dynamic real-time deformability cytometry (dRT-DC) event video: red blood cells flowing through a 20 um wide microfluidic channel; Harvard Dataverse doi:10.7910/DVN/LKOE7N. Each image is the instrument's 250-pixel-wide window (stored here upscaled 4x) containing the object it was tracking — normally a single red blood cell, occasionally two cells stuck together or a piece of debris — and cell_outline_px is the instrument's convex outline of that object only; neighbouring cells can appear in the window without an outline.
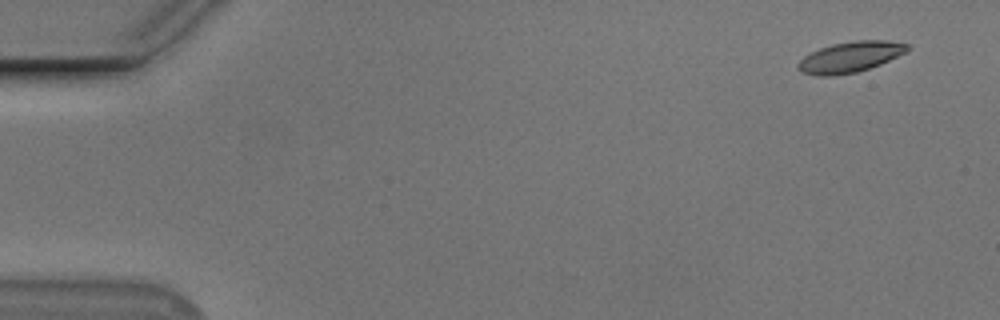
{"species": "Egyptian fruit bat (a non-hibernating species)", "species_latin": "Rousettus aegyptiacus", "temperature_condition": "cold", "stored_images_in_passage": 53, "camera_frame_rate_fps": 3000, "um_per_image_px": 0.085, "animal": {"sex": "male"}, "frame": {"image": 1, "passage_image": 1, "time_ms": 0.0, "image_size_px": [1000, 320], "cell_outline_px": [[908, 48], [904, 52], [880, 64], [856, 72], [832, 76], [816, 76], [800, 72], [796, 68], [796, 64], [804, 56], [820, 48], [832, 44], [856, 40], [888, 40], [908, 44]], "centroid_in_image_um": [72.19, 4.85], "position_along_channel_um": 12.8, "area_um2": 19.42}}
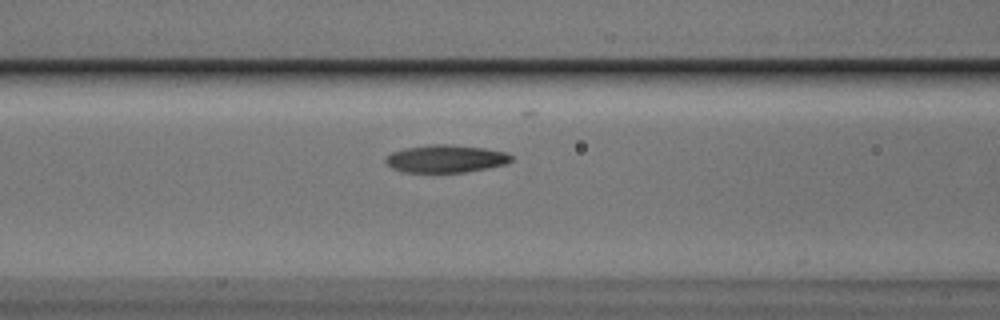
{"frame": {"image": 2, "passage_image": 21, "time_ms": 6.667, "image_size_px": [1000, 320], "cell_outline_px": [[512, 160], [504, 164], [464, 172], [404, 172], [392, 168], [384, 160], [392, 152], [404, 148], [428, 144], [452, 144], [484, 148], [508, 152], [512, 156]], "centroid_in_image_um": [37.88, 13.47], "position_along_channel_um": 128.7, "area_um2": 20.17}}
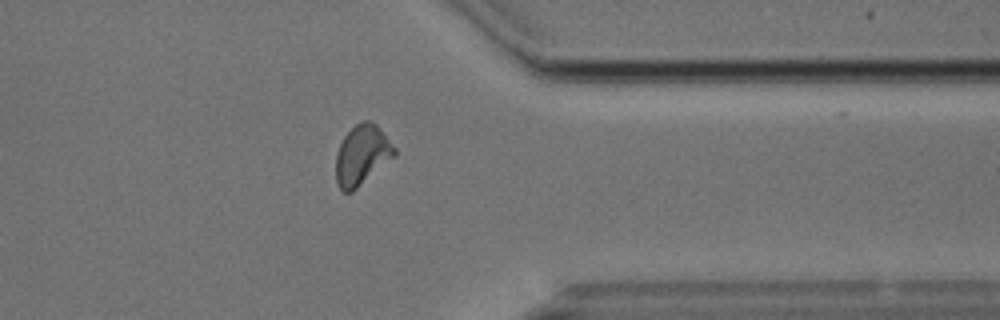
{"frame": {"image": 3, "passage_image": 42, "time_ms": 13.667, "image_size_px": [1000, 320], "cell_outline_px": [[396, 156], [352, 192], [344, 192], [336, 184], [336, 156], [340, 144], [344, 136], [360, 120], [368, 120], [376, 124], [396, 148]], "centroid_in_image_um": [30.78, 13.18], "position_along_channel_um": 380.6, "area_um2": 20.46}, "authors_computed_cell_mechanics": {"area_um2": 19.7676, "velocity_mm_per_s": 3.7073, "shape_relaxation_time_tau1_ms": 3.2535, "shape_relaxation_time_tau2_ms": 2.224, "deformation_change_tau1": 0.1511, "deformation_change_tau2": 0.0795}}